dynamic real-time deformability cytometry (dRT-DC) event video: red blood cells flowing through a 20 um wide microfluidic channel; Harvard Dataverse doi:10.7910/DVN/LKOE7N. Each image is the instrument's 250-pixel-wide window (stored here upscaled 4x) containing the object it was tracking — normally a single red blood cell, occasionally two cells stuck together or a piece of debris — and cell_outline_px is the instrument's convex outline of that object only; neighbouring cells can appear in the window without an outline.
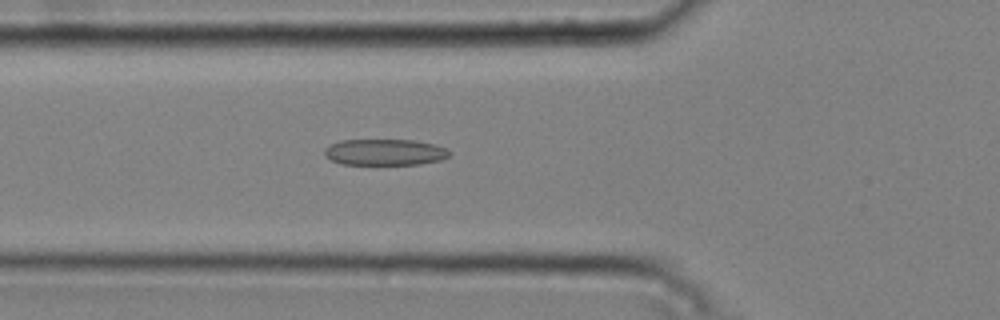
{"species": "common noctule bat (a hibernating species)", "species_latin": "Nyctalus noctula", "temperature_condition": "cold", "stored_images_in_passage": 45, "camera_frame_rate_fps": 3000, "um_per_image_px": 0.085, "animal": {"sex": "male", "body_mass_g": 20.4}, "frame": {"image": 1, "passage_image": 14, "time_ms": 4.333, "image_size_px": [1000, 320], "cell_outline_px": [[452, 152], [448, 156], [440, 160], [420, 164], [344, 164], [332, 160], [324, 156], [324, 148], [328, 144], [340, 140], [416, 140], [448, 148]], "centroid_in_image_um": [32.7, 12.92], "position_along_channel_um": 93.1, "area_um2": 19.19}}
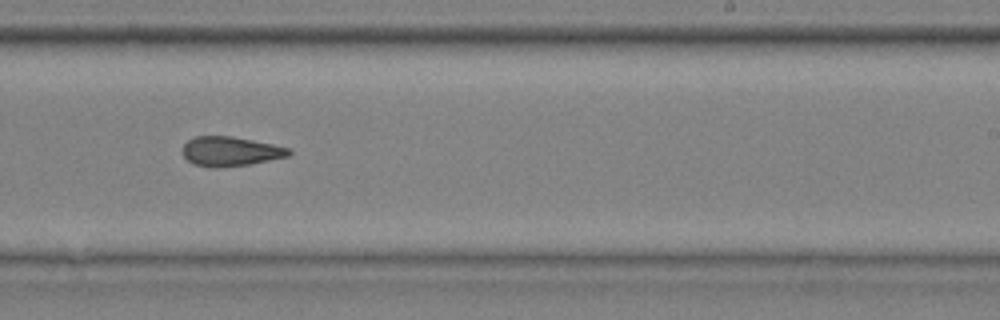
{"frame": {"image": 2, "passage_image": 28, "time_ms": 9.0, "image_size_px": [1000, 320], "cell_outline_px": [[292, 152], [288, 156], [248, 164], [220, 168], [212, 168], [196, 164], [188, 160], [184, 156], [184, 144], [188, 140], [196, 136], [232, 136], [292, 148]], "centroid_in_image_um": [19.61, 12.86], "position_along_channel_um": 269.4, "area_um2": 18.09}}
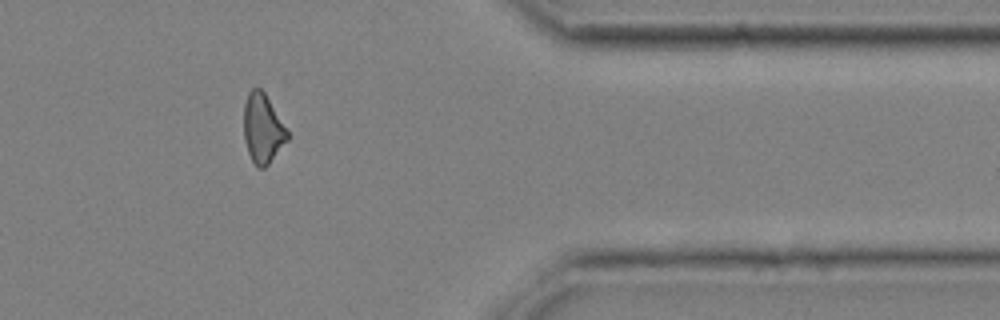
{"frame": {"image": 3, "passage_image": 39, "time_ms": 12.667, "image_size_px": [1000, 320], "cell_outline_px": [[292, 136], [268, 164], [264, 168], [256, 168], [248, 152], [244, 140], [244, 104], [248, 92], [252, 88], [260, 88], [264, 92]], "centroid_in_image_um": [22.35, 10.94], "position_along_channel_um": 389.1, "area_um2": 17.8}, "authors_computed_cell_mechanics": {"area_um2": 18.5538, "velocity_mm_per_s": 3.7832, "shape_relaxation_time_tau1_ms": null, "shape_relaxation_time_tau2_ms": 2.312, "deformation_change_tau1": null, "deformation_change_tau2": 0.1083}}